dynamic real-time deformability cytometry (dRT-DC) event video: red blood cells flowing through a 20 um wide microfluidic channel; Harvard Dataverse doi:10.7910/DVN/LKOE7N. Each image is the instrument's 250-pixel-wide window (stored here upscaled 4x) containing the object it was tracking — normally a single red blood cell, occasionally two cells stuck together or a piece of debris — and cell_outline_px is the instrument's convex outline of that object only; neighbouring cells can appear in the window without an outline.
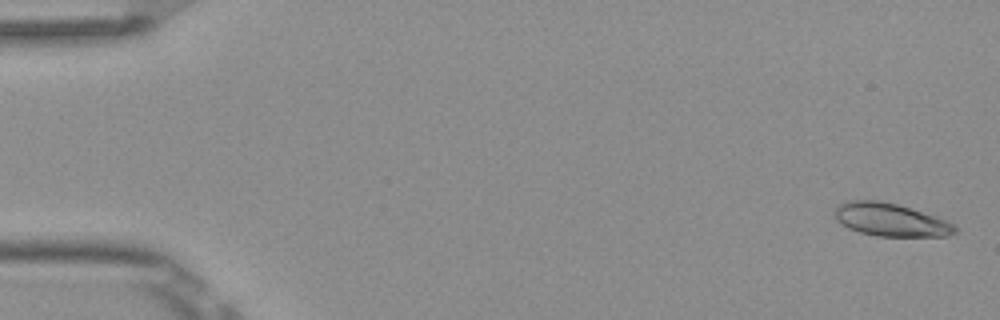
{"species": "Egyptian fruit bat (a non-hibernating species)", "species_latin": "Rousettus aegyptiacus", "temperature_condition": "room temperature", "stored_images_in_passage": 6, "camera_frame_rate_fps": 3000, "um_per_image_px": 0.085, "frame": {"image": 1, "passage_image": 1, "time_ms": 0.0, "image_size_px": [1000, 320], "cell_outline_px": [[960, 228], [956, 232], [948, 236], [876, 236], [860, 232], [848, 228], [836, 220], [836, 208], [840, 204], [848, 200], [876, 200], [896, 204], [936, 216], [956, 224]], "centroid_in_image_um": [75.75, 18.69], "position_along_channel_um": 9.2, "area_um2": 23.06}}